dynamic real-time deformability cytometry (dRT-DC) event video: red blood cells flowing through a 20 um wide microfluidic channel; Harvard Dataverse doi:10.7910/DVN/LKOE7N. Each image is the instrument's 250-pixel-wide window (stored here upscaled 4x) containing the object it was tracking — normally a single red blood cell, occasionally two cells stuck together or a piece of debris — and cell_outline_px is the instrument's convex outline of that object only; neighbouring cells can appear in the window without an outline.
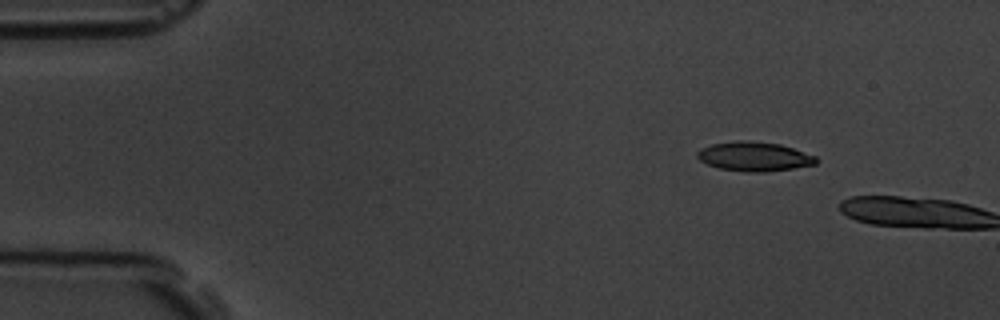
{"species": "common noctule bat (a hibernating species)", "species_latin": "Nyctalus noctula", "temperature_condition": "room temperature", "stored_images_in_passage": 2, "camera_frame_rate_fps": 3000, "um_per_image_px": 0.085, "animal": {"sex": "male", "body_mass_g": 19.5, "forearm_length_mm": 54.6}, "frame": {"image": 1, "passage_image": 1, "time_ms": 0.0, "image_size_px": [1000, 320], "cell_outline_px": [[820, 160], [816, 164], [792, 168], [764, 172], [744, 172], [720, 168], [708, 164], [700, 160], [696, 156], [696, 152], [700, 148], [712, 144], [736, 140], [748, 140], [780, 144], [816, 156]], "centroid_in_image_um": [64.1, 13.29], "position_along_channel_um": 20.9, "area_um2": 20.35}}